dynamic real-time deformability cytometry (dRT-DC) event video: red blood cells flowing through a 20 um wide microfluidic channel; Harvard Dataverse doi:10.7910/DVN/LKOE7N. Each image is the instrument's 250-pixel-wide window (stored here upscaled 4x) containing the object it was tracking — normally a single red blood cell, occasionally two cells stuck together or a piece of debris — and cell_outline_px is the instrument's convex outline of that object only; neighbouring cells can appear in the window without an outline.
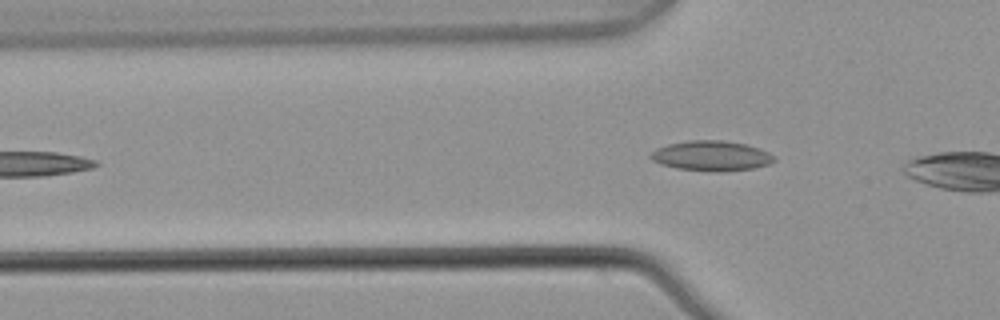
{"species": "common noctule bat (a hibernating species)", "species_latin": "Nyctalus noctula", "temperature_condition": "warm", "stored_images_in_passage": 3, "camera_frame_rate_fps": 3000, "um_per_image_px": 0.085, "animal": {"sex": "male", "body_mass_g": 21.5, "forearm_length_mm": 52.0}, "frame": {"image": 1, "passage_image": 3, "time_ms": 0.667, "image_size_px": [1000, 320], "cell_outline_px": [[776, 160], [768, 164], [756, 168], [724, 172], [720, 172], [676, 168], [660, 164], [652, 160], [648, 156], [656, 148], [668, 144], [688, 140], [720, 140], [744, 144], [760, 148], [768, 152]], "centroid_in_image_um": [60.45, 13.25], "position_along_channel_um": 65.4, "area_um2": 21.68}}